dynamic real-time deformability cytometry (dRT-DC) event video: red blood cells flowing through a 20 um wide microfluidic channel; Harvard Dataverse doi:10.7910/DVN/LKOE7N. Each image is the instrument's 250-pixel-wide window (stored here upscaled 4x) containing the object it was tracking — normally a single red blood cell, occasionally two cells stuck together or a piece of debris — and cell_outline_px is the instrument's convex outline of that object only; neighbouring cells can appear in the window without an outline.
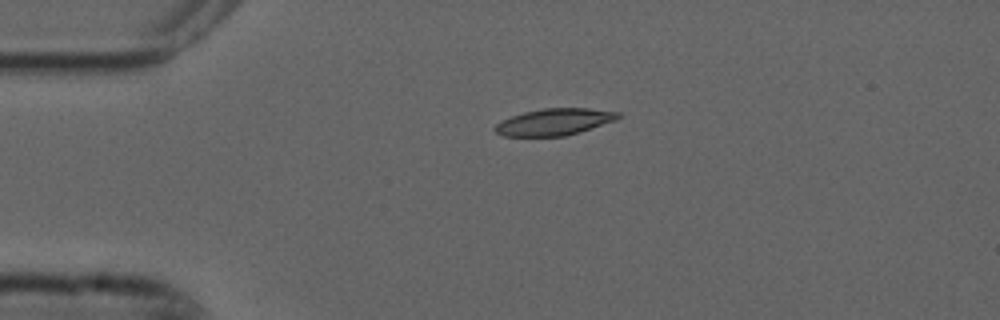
{"species": "common noctule bat (a hibernating species)", "species_latin": "Nyctalus noctula", "temperature_condition": "cold", "stored_images_in_passage": 2, "camera_frame_rate_fps": 3000, "um_per_image_px": 0.085, "animal": {"sex": "male", "forearm_length_mm": 52.5}, "frame": {"image": 1, "passage_image": 1, "time_ms": 0.0, "image_size_px": [1000, 320], "cell_outline_px": [[624, 116], [616, 120], [580, 132], [564, 136], [504, 136], [496, 132], [492, 128], [500, 120], [524, 112], [544, 108], [588, 108], [620, 112]], "centroid_in_image_um": [47.14, 10.36], "position_along_channel_um": 37.9, "area_um2": 19.31}}